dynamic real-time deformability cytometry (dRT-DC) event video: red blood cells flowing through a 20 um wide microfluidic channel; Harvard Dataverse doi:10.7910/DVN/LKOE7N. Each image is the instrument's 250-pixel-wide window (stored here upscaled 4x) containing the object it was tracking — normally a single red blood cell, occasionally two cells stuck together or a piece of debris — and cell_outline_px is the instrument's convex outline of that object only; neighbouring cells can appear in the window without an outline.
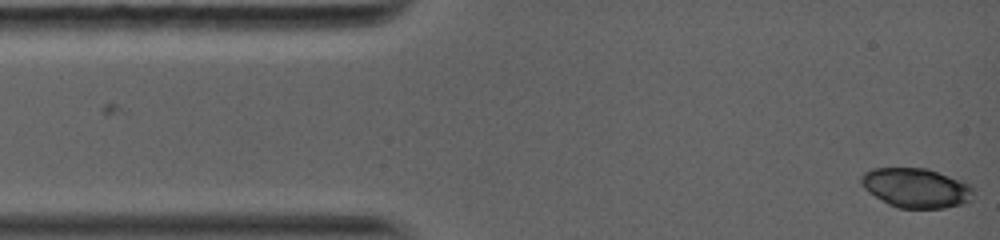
{"species": "common noctule bat (a hibernating species)", "species_latin": "Nyctalus noctula", "temperature_condition": "warm", "stored_images_in_passage": 45, "camera_frame_rate_fps": 5000, "um_per_image_px": 0.085, "animal": {"sex": "female", "body_mass_g": 19.0, "forearm_length_mm": 56.7}, "frame": {"image": 1, "passage_image": 1, "time_ms": 0.0, "image_size_px": [1000, 240], "cell_outline_px": [[972, 200], [960, 204], [944, 208], [896, 208], [888, 204], [868, 192], [860, 184], [860, 176], [864, 172], [872, 168], [928, 168], [960, 180], [968, 184], [972, 188]], "centroid_in_image_um": [77.82, 15.97], "position_along_channel_um": 7.2, "area_um2": 25.89}}
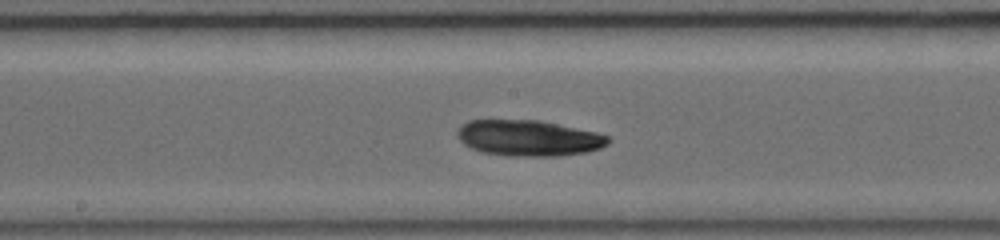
{"frame": {"image": 2, "passage_image": 26, "time_ms": 6.6, "image_size_px": [1000, 240], "cell_outline_px": [[612, 140], [608, 144], [600, 148], [588, 152], [560, 156], [508, 156], [484, 152], [472, 148], [464, 144], [456, 136], [456, 132], [468, 120], [540, 120], [596, 132], [608, 136]], "centroid_in_image_um": [44.96, 11.74], "position_along_channel_um": 203.2, "area_um2": 31.62}}
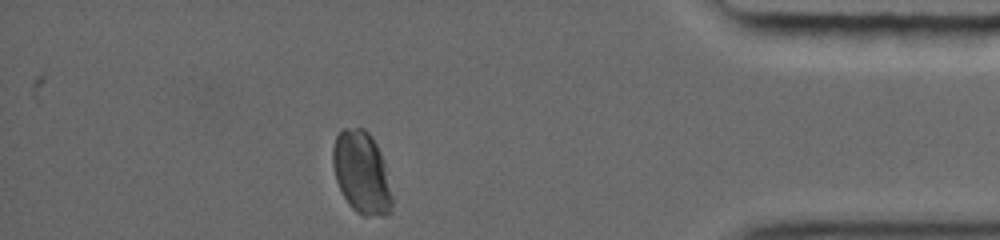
{"frame": {"image": 3, "passage_image": 45, "time_ms": 12.4, "image_size_px": [1000, 240], "cell_outline_px": [[392, 204], [388, 212], [384, 216], [364, 216], [356, 212], [348, 204], [336, 180], [332, 164], [332, 148], [336, 136], [340, 128], [364, 128], [372, 136], [380, 152], [384, 164], [392, 196]], "centroid_in_image_um": [30.71, 14.65], "position_along_channel_um": 404.5, "area_um2": 28.38}, "authors_computed_cell_mechanics": {"area_um2": 29.6514, "velocity_mm_per_s": 4.1149, "shape_relaxation_time_tau1_ms": 3.5022, "shape_relaxation_time_tau2_ms": null, "deformation_change_tau1": 0.1075, "deformation_change_tau2": null}}